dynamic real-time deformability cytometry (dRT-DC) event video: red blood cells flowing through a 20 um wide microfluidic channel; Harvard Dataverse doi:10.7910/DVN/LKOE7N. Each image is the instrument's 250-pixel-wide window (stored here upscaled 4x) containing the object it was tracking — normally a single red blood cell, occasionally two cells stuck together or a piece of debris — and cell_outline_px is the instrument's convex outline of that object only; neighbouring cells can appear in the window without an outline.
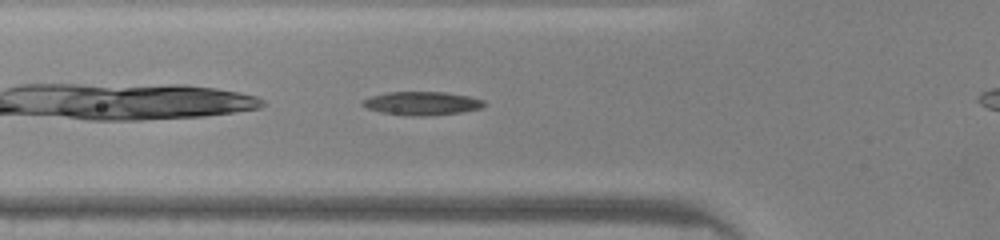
{"species": "common noctule bat (a hibernating species)", "species_latin": "Nyctalus noctula", "temperature_condition": "warm", "stored_images_in_passage": 26, "camera_frame_rate_fps": 3000, "um_per_image_px": 0.085, "animal": {"sex": "male", "body_mass_g": 20.0, "forearm_length_mm": 53.3}, "frame": {"image": 1, "passage_image": 3, "time_ms": 0.667, "image_size_px": [1000, 240], "cell_outline_px": [[488, 104], [480, 108], [460, 112], [424, 116], [412, 116], [380, 112], [368, 108], [360, 104], [360, 100], [372, 96], [388, 92], [444, 92], [468, 96], [484, 100]], "centroid_in_image_um": [35.85, 8.78], "position_along_channel_um": 90.0, "area_um2": 16.59}}
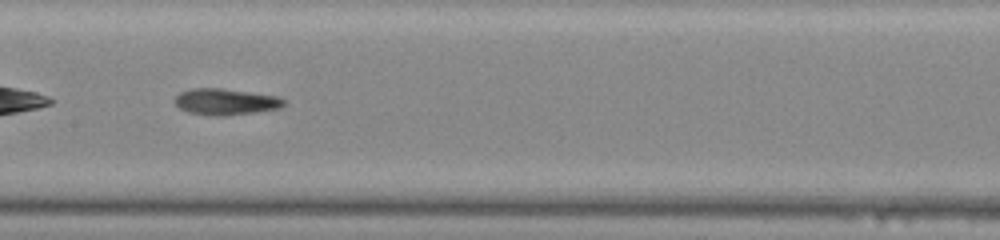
{"frame": {"image": 2, "passage_image": 10, "time_ms": 3.0, "image_size_px": [1000, 240], "cell_outline_px": [[284, 104], [280, 108], [224, 116], [216, 116], [188, 112], [180, 108], [172, 100], [180, 92], [192, 88], [220, 88], [276, 96], [284, 100]], "centroid_in_image_um": [19.12, 8.64], "position_along_channel_um": 188.3, "area_um2": 16.47}}
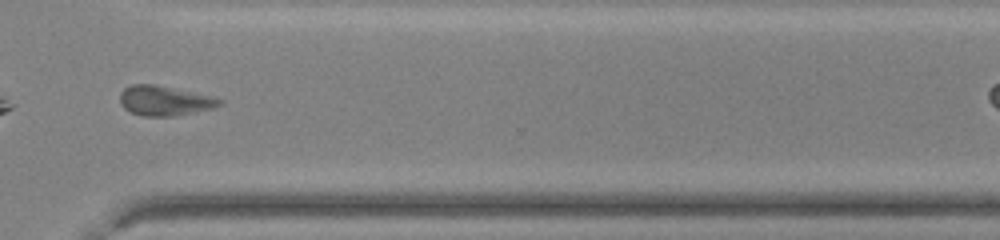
{"frame": {"image": 3, "passage_image": 22, "time_ms": 7.0, "image_size_px": [1000, 240], "cell_outline_px": [[224, 104], [212, 108], [172, 116], [140, 116], [128, 112], [120, 104], [120, 92], [124, 88], [132, 84], [156, 84], [208, 96], [224, 100]], "centroid_in_image_um": [13.92, 8.56], "position_along_channel_um": 356.7, "area_um2": 17.22}}